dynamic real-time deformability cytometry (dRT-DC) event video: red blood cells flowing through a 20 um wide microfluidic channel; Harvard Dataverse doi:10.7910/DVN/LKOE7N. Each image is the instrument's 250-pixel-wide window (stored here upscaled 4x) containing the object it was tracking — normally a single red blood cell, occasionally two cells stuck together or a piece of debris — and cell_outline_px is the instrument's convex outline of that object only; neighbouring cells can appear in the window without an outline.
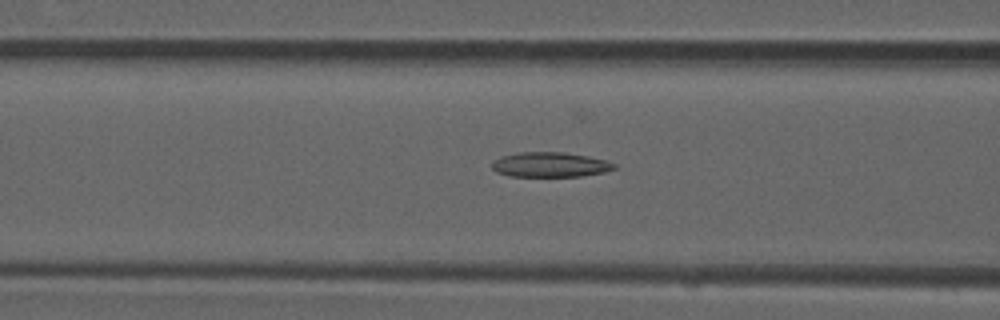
{"species": "common noctule bat (a hibernating species)", "species_latin": "Nyctalus noctula", "temperature_condition": "room temperature", "stored_images_in_passage": 52, "camera_frame_rate_fps": 3000, "um_per_image_px": 0.085, "animal": {"sex": "male", "forearm_length_mm": 52.5}, "frame": {"image": 1, "passage_image": 21, "time_ms": 6.667, "image_size_px": [1000, 320], "cell_outline_px": [[616, 168], [604, 172], [580, 176], [508, 176], [496, 172], [492, 168], [492, 164], [500, 156], [516, 152], [564, 152], [588, 156], [604, 160], [616, 164]], "centroid_in_image_um": [46.74, 13.99], "position_along_channel_um": 119.9, "area_um2": 17.69}}
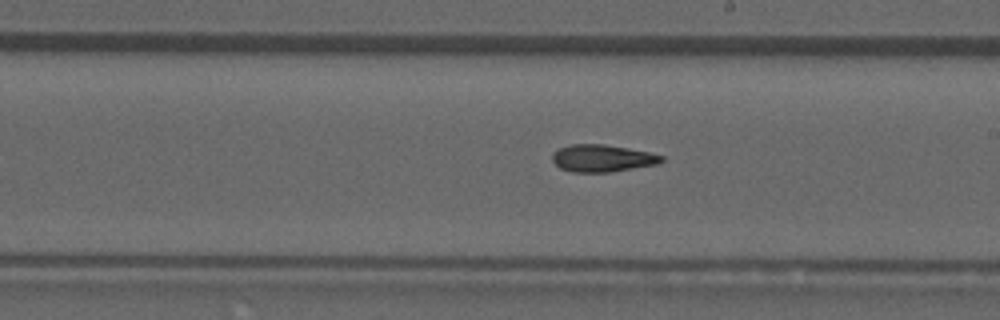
{"frame": {"image": 2, "passage_image": 30, "time_ms": 9.667, "image_size_px": [1000, 320], "cell_outline_px": [[664, 160], [656, 164], [608, 172], [572, 172], [560, 168], [552, 160], [552, 152], [560, 148], [572, 144], [604, 144], [628, 148], [648, 152], [664, 156]], "centroid_in_image_um": [51.16, 13.44], "position_along_channel_um": 237.8, "area_um2": 17.17}}
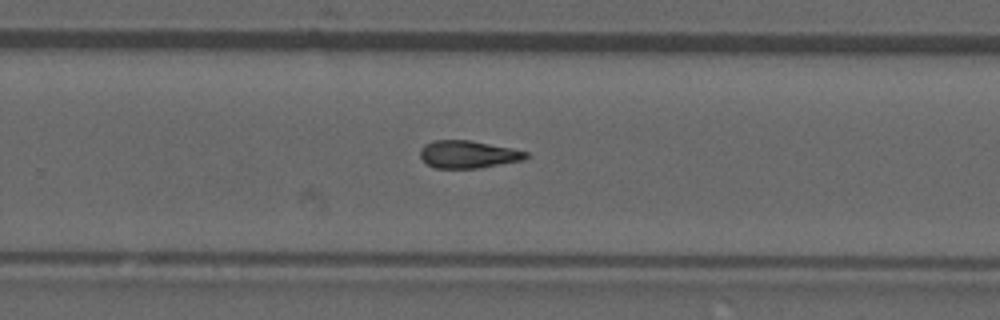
{"frame": {"image": 3, "passage_image": 34, "time_ms": 11.0, "image_size_px": [1000, 320], "cell_outline_px": [[528, 156], [524, 160], [480, 168], [436, 168], [428, 164], [420, 156], [420, 148], [424, 144], [432, 140], [468, 140], [512, 148], [528, 152]], "centroid_in_image_um": [39.79, 13.12], "position_along_channel_um": 290.0, "area_um2": 16.99}}